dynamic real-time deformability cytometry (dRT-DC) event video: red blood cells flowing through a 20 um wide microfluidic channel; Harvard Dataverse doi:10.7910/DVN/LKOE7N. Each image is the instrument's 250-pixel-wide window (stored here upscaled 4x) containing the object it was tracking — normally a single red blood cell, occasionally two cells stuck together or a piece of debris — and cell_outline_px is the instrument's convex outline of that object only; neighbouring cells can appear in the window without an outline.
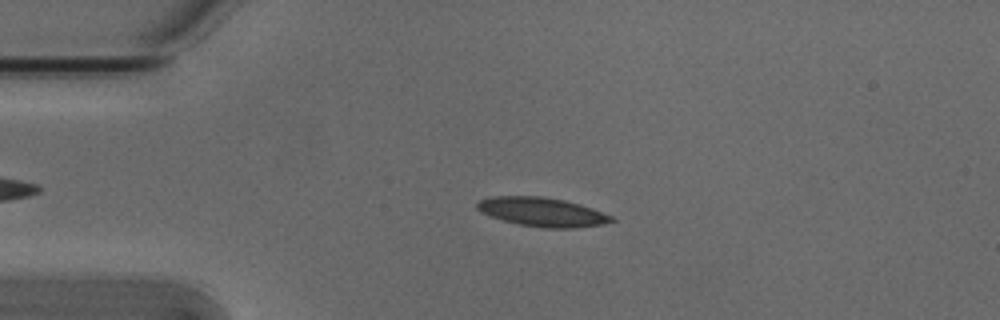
{"species": "Egyptian fruit bat (a non-hibernating species)", "species_latin": "Rousettus aegyptiacus", "temperature_condition": "cold", "stored_images_in_passage": 6, "camera_frame_rate_fps": 3000, "um_per_image_px": 0.085, "animal": {"sex": "male"}, "frame": {"image": 1, "passage_image": 4, "time_ms": 1.0, "image_size_px": [1000, 320], "cell_outline_px": [[616, 220], [604, 224], [576, 228], [544, 228], [520, 224], [504, 220], [480, 212], [476, 208], [476, 204], [480, 200], [492, 196], [540, 196], [564, 200], [580, 204], [592, 208], [612, 216]], "centroid_in_image_um": [46.1, 18.02], "position_along_channel_um": 38.9, "area_um2": 22.6}}
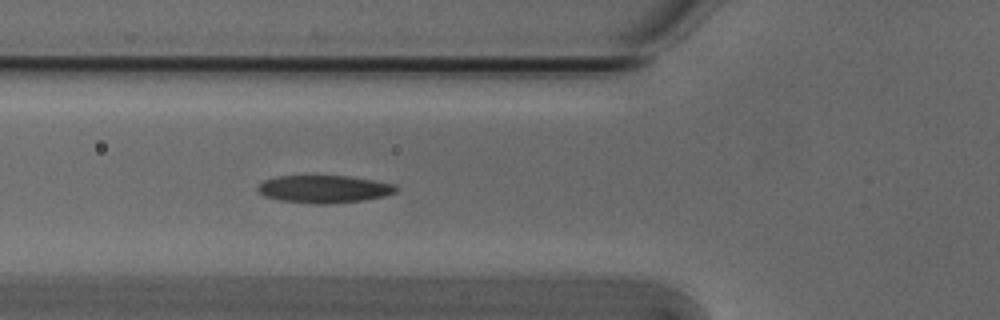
{"frame": {"image": 2, "passage_image": 6, "time_ms": 1.667, "image_size_px": [1000, 320], "cell_outline_px": [[400, 188], [396, 192], [384, 196], [364, 200], [328, 204], [316, 204], [280, 200], [264, 196], [256, 192], [256, 188], [264, 180], [276, 176], [348, 176], [372, 180], [392, 184]], "centroid_in_image_um": [27.51, 16.07], "position_along_channel_um": 98.3, "area_um2": 22.25}}